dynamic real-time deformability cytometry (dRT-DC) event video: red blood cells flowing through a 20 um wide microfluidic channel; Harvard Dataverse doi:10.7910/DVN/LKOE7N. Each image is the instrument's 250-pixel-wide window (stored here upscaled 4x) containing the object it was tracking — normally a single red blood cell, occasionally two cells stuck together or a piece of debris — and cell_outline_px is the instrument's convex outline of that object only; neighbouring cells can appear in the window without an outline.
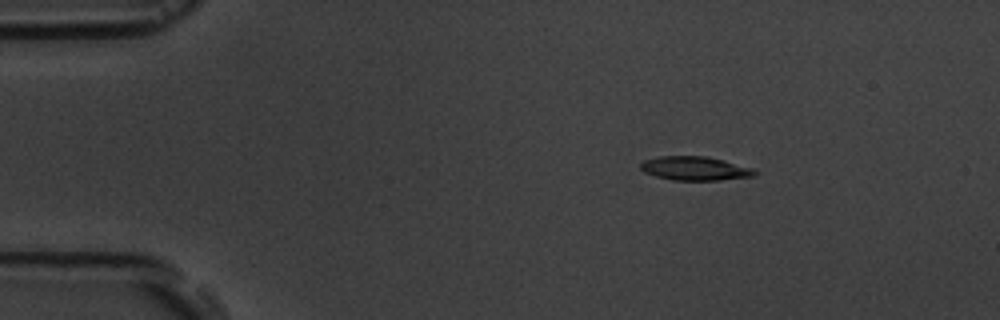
{"species": "common noctule bat (a hibernating species)", "species_latin": "Nyctalus noctula", "temperature_condition": "room temperature", "stored_images_in_passage": 5, "camera_frame_rate_fps": 3000, "um_per_image_px": 0.085, "animal": {"sex": "male", "body_mass_g": 19.5, "forearm_length_mm": 54.6}, "frame": {"image": 1, "passage_image": 2, "time_ms": 1.0, "image_size_px": [1000, 320], "cell_outline_px": [[760, 172], [752, 176], [720, 180], [672, 180], [656, 176], [644, 172], [640, 168], [640, 164], [644, 160], [660, 156], [704, 156], [724, 160], [752, 168]], "centroid_in_image_um": [59.07, 14.31], "position_along_channel_um": 25.9, "area_um2": 15.84}}